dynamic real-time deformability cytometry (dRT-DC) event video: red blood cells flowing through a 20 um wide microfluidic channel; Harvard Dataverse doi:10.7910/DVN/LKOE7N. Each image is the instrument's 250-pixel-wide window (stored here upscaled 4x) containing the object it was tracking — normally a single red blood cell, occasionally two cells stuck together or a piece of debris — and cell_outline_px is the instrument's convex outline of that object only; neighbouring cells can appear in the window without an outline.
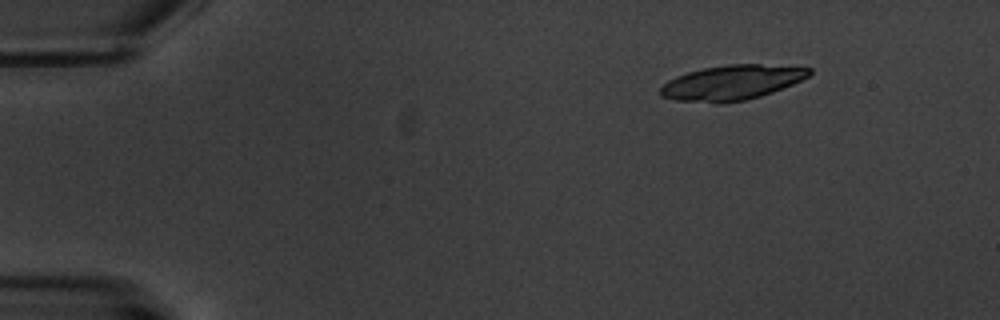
{"species": "common noctule bat (a hibernating species)", "species_latin": "Nyctalus noctula", "temperature_condition": "warm", "stored_images_in_passage": 2, "camera_frame_rate_fps": 3000, "um_per_image_px": 0.085, "animal": {"sex": "male", "body_mass_g": 20.1, "forearm_length_mm": 53.5}, "frame": {"image": 1, "passage_image": 1, "time_ms": 0.0, "image_size_px": [1000, 320], "cell_outline_px": [[812, 72], [808, 76], [792, 84], [772, 92], [760, 96], [744, 100], [724, 104], [716, 104], [676, 100], [660, 96], [660, 88], [668, 80], [676, 76], [688, 72], [704, 68], [728, 64], [760, 64], [812, 68]], "centroid_in_image_um": [62.17, 7.03], "position_along_channel_um": 22.8, "area_um2": 30.23}}